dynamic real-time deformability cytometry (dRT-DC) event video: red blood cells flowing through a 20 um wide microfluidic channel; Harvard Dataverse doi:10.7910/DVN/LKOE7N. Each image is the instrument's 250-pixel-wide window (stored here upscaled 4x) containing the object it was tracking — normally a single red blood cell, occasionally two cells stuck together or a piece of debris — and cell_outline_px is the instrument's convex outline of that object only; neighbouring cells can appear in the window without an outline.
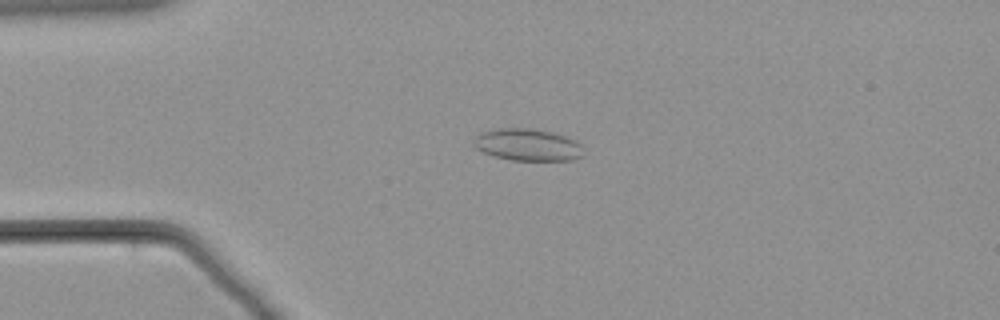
{"species": "common noctule bat (a hibernating species)", "species_latin": "Nyctalus noctula", "temperature_condition": "warm", "stored_images_in_passage": 60, "camera_frame_rate_fps": 3000, "um_per_image_px": 0.085, "animal": {"sex": "male", "body_mass_g": 21.5, "forearm_length_mm": 52.0}, "frame": {"image": 1, "passage_image": 15, "time_ms": 4.667, "image_size_px": [1000, 320], "cell_outline_px": [[584, 156], [572, 160], [512, 160], [492, 156], [476, 148], [472, 144], [472, 140], [480, 132], [496, 128], [532, 128], [552, 132], [576, 140], [580, 144]], "centroid_in_image_um": [44.82, 12.3], "position_along_channel_um": 40.2, "area_um2": 20.69}}
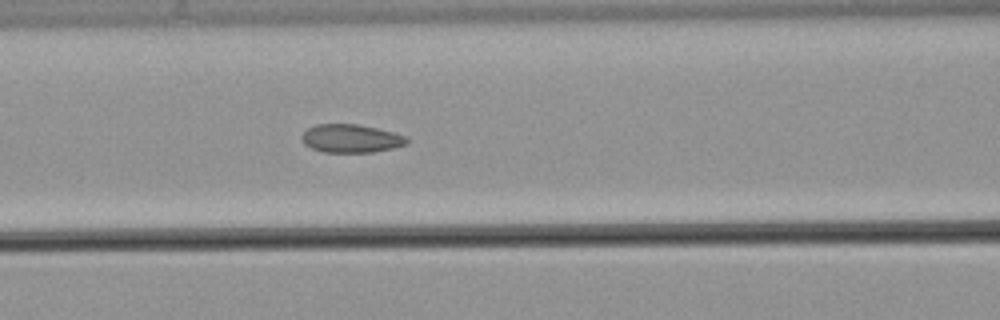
{"frame": {"image": 2, "passage_image": 26, "time_ms": 8.333, "image_size_px": [1000, 320], "cell_outline_px": [[408, 144], [392, 148], [372, 152], [324, 152], [312, 148], [304, 144], [300, 140], [300, 136], [308, 128], [316, 124], [360, 124], [392, 132], [404, 136], [408, 140]], "centroid_in_image_um": [29.79, 11.77], "position_along_channel_um": 136.8, "area_um2": 17.28}}
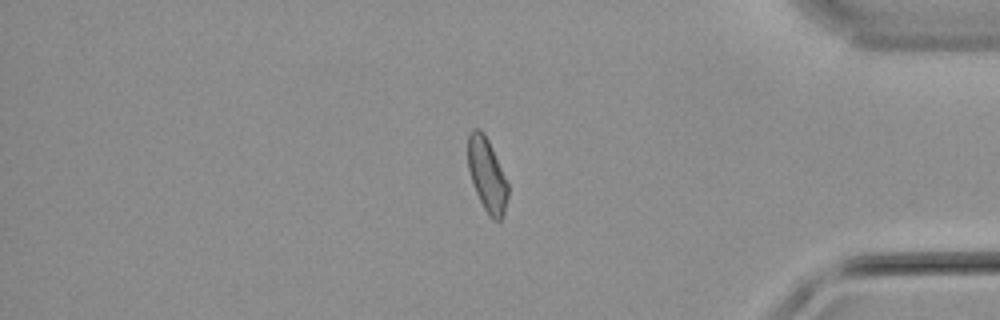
{"frame": {"image": 3, "passage_image": 51, "time_ms": 16.667, "image_size_px": [1000, 320], "cell_outline_px": [[508, 196], [504, 216], [500, 220], [492, 220], [484, 208], [476, 192], [468, 168], [468, 136], [472, 128], [480, 128], [484, 132], [492, 148], [508, 184]], "centroid_in_image_um": [41.4, 14.86], "position_along_channel_um": 393.8, "area_um2": 17.05}}